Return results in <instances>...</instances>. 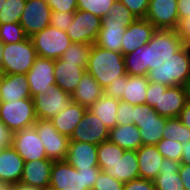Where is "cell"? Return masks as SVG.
Instances as JSON below:
<instances>
[{"label":"cell","mask_w":190,"mask_h":190,"mask_svg":"<svg viewBox=\"0 0 190 190\" xmlns=\"http://www.w3.org/2000/svg\"><path fill=\"white\" fill-rule=\"evenodd\" d=\"M184 46L178 30L157 29L144 45L145 66L149 70L159 67Z\"/></svg>","instance_id":"4"},{"label":"cell","mask_w":190,"mask_h":190,"mask_svg":"<svg viewBox=\"0 0 190 190\" xmlns=\"http://www.w3.org/2000/svg\"><path fill=\"white\" fill-rule=\"evenodd\" d=\"M178 31L184 45H190V17L180 23Z\"/></svg>","instance_id":"52"},{"label":"cell","mask_w":190,"mask_h":190,"mask_svg":"<svg viewBox=\"0 0 190 190\" xmlns=\"http://www.w3.org/2000/svg\"><path fill=\"white\" fill-rule=\"evenodd\" d=\"M33 126L44 145L48 159L64 161L67 156L70 138L60 134L51 120L37 119Z\"/></svg>","instance_id":"9"},{"label":"cell","mask_w":190,"mask_h":190,"mask_svg":"<svg viewBox=\"0 0 190 190\" xmlns=\"http://www.w3.org/2000/svg\"><path fill=\"white\" fill-rule=\"evenodd\" d=\"M140 178L154 180L164 159L155 145H141L137 150Z\"/></svg>","instance_id":"26"},{"label":"cell","mask_w":190,"mask_h":190,"mask_svg":"<svg viewBox=\"0 0 190 190\" xmlns=\"http://www.w3.org/2000/svg\"><path fill=\"white\" fill-rule=\"evenodd\" d=\"M123 190H156L154 181L138 178L124 183Z\"/></svg>","instance_id":"48"},{"label":"cell","mask_w":190,"mask_h":190,"mask_svg":"<svg viewBox=\"0 0 190 190\" xmlns=\"http://www.w3.org/2000/svg\"><path fill=\"white\" fill-rule=\"evenodd\" d=\"M114 1L115 0H77V10L89 11L102 19L110 12Z\"/></svg>","instance_id":"39"},{"label":"cell","mask_w":190,"mask_h":190,"mask_svg":"<svg viewBox=\"0 0 190 190\" xmlns=\"http://www.w3.org/2000/svg\"><path fill=\"white\" fill-rule=\"evenodd\" d=\"M13 135L14 132L0 120V147H12Z\"/></svg>","instance_id":"50"},{"label":"cell","mask_w":190,"mask_h":190,"mask_svg":"<svg viewBox=\"0 0 190 190\" xmlns=\"http://www.w3.org/2000/svg\"><path fill=\"white\" fill-rule=\"evenodd\" d=\"M158 97H159V83L149 82L146 91L145 104L154 107L158 103Z\"/></svg>","instance_id":"49"},{"label":"cell","mask_w":190,"mask_h":190,"mask_svg":"<svg viewBox=\"0 0 190 190\" xmlns=\"http://www.w3.org/2000/svg\"><path fill=\"white\" fill-rule=\"evenodd\" d=\"M12 190H45V189L22 184V183H16L12 185Z\"/></svg>","instance_id":"56"},{"label":"cell","mask_w":190,"mask_h":190,"mask_svg":"<svg viewBox=\"0 0 190 190\" xmlns=\"http://www.w3.org/2000/svg\"><path fill=\"white\" fill-rule=\"evenodd\" d=\"M92 45L72 42L60 59L67 63H77L80 67H87Z\"/></svg>","instance_id":"33"},{"label":"cell","mask_w":190,"mask_h":190,"mask_svg":"<svg viewBox=\"0 0 190 190\" xmlns=\"http://www.w3.org/2000/svg\"><path fill=\"white\" fill-rule=\"evenodd\" d=\"M51 8L45 0H26L20 24L28 37L50 25Z\"/></svg>","instance_id":"12"},{"label":"cell","mask_w":190,"mask_h":190,"mask_svg":"<svg viewBox=\"0 0 190 190\" xmlns=\"http://www.w3.org/2000/svg\"><path fill=\"white\" fill-rule=\"evenodd\" d=\"M186 93L184 86H167L159 83L158 103L153 109L166 118H177L185 107Z\"/></svg>","instance_id":"16"},{"label":"cell","mask_w":190,"mask_h":190,"mask_svg":"<svg viewBox=\"0 0 190 190\" xmlns=\"http://www.w3.org/2000/svg\"><path fill=\"white\" fill-rule=\"evenodd\" d=\"M124 183L116 180L104 171H101L97 176V181L92 190H123Z\"/></svg>","instance_id":"42"},{"label":"cell","mask_w":190,"mask_h":190,"mask_svg":"<svg viewBox=\"0 0 190 190\" xmlns=\"http://www.w3.org/2000/svg\"><path fill=\"white\" fill-rule=\"evenodd\" d=\"M88 108L71 102L68 107L54 116L51 121L60 134L71 136Z\"/></svg>","instance_id":"29"},{"label":"cell","mask_w":190,"mask_h":190,"mask_svg":"<svg viewBox=\"0 0 190 190\" xmlns=\"http://www.w3.org/2000/svg\"><path fill=\"white\" fill-rule=\"evenodd\" d=\"M179 26L180 23L190 17V0H177Z\"/></svg>","instance_id":"51"},{"label":"cell","mask_w":190,"mask_h":190,"mask_svg":"<svg viewBox=\"0 0 190 190\" xmlns=\"http://www.w3.org/2000/svg\"><path fill=\"white\" fill-rule=\"evenodd\" d=\"M147 77L149 82L167 86H184L190 77V50L188 46L184 45L162 65L149 70Z\"/></svg>","instance_id":"3"},{"label":"cell","mask_w":190,"mask_h":190,"mask_svg":"<svg viewBox=\"0 0 190 190\" xmlns=\"http://www.w3.org/2000/svg\"><path fill=\"white\" fill-rule=\"evenodd\" d=\"M145 19L156 29L178 30L177 0H150Z\"/></svg>","instance_id":"14"},{"label":"cell","mask_w":190,"mask_h":190,"mask_svg":"<svg viewBox=\"0 0 190 190\" xmlns=\"http://www.w3.org/2000/svg\"><path fill=\"white\" fill-rule=\"evenodd\" d=\"M179 175L182 179L184 189L190 190V165L180 164Z\"/></svg>","instance_id":"53"},{"label":"cell","mask_w":190,"mask_h":190,"mask_svg":"<svg viewBox=\"0 0 190 190\" xmlns=\"http://www.w3.org/2000/svg\"><path fill=\"white\" fill-rule=\"evenodd\" d=\"M0 120L12 131L31 127L37 121L32 98L0 102Z\"/></svg>","instance_id":"6"},{"label":"cell","mask_w":190,"mask_h":190,"mask_svg":"<svg viewBox=\"0 0 190 190\" xmlns=\"http://www.w3.org/2000/svg\"><path fill=\"white\" fill-rule=\"evenodd\" d=\"M157 150L165 158L180 162L182 158V143L169 139H161L156 145Z\"/></svg>","instance_id":"41"},{"label":"cell","mask_w":190,"mask_h":190,"mask_svg":"<svg viewBox=\"0 0 190 190\" xmlns=\"http://www.w3.org/2000/svg\"><path fill=\"white\" fill-rule=\"evenodd\" d=\"M0 190H12V184L0 181Z\"/></svg>","instance_id":"58"},{"label":"cell","mask_w":190,"mask_h":190,"mask_svg":"<svg viewBox=\"0 0 190 190\" xmlns=\"http://www.w3.org/2000/svg\"><path fill=\"white\" fill-rule=\"evenodd\" d=\"M125 149L110 142L109 140L102 142L97 147V159L99 168L104 171L108 166L115 163L120 155H123Z\"/></svg>","instance_id":"34"},{"label":"cell","mask_w":190,"mask_h":190,"mask_svg":"<svg viewBox=\"0 0 190 190\" xmlns=\"http://www.w3.org/2000/svg\"><path fill=\"white\" fill-rule=\"evenodd\" d=\"M127 26L124 22L101 20V29L95 45L110 51L121 53V40Z\"/></svg>","instance_id":"25"},{"label":"cell","mask_w":190,"mask_h":190,"mask_svg":"<svg viewBox=\"0 0 190 190\" xmlns=\"http://www.w3.org/2000/svg\"><path fill=\"white\" fill-rule=\"evenodd\" d=\"M86 71L104 89L115 78L127 74L124 55L92 44Z\"/></svg>","instance_id":"1"},{"label":"cell","mask_w":190,"mask_h":190,"mask_svg":"<svg viewBox=\"0 0 190 190\" xmlns=\"http://www.w3.org/2000/svg\"><path fill=\"white\" fill-rule=\"evenodd\" d=\"M180 164L190 165V141L182 143V158Z\"/></svg>","instance_id":"55"},{"label":"cell","mask_w":190,"mask_h":190,"mask_svg":"<svg viewBox=\"0 0 190 190\" xmlns=\"http://www.w3.org/2000/svg\"><path fill=\"white\" fill-rule=\"evenodd\" d=\"M185 93H186V101L190 103V77L186 80L184 85Z\"/></svg>","instance_id":"57"},{"label":"cell","mask_w":190,"mask_h":190,"mask_svg":"<svg viewBox=\"0 0 190 190\" xmlns=\"http://www.w3.org/2000/svg\"><path fill=\"white\" fill-rule=\"evenodd\" d=\"M31 40L36 49L37 56L48 59H59L72 41L65 31L51 25L32 35Z\"/></svg>","instance_id":"8"},{"label":"cell","mask_w":190,"mask_h":190,"mask_svg":"<svg viewBox=\"0 0 190 190\" xmlns=\"http://www.w3.org/2000/svg\"><path fill=\"white\" fill-rule=\"evenodd\" d=\"M162 132L163 139L176 140L180 143L190 141V129L182 124L178 117L167 118Z\"/></svg>","instance_id":"35"},{"label":"cell","mask_w":190,"mask_h":190,"mask_svg":"<svg viewBox=\"0 0 190 190\" xmlns=\"http://www.w3.org/2000/svg\"><path fill=\"white\" fill-rule=\"evenodd\" d=\"M32 98L26 74H0V102Z\"/></svg>","instance_id":"19"},{"label":"cell","mask_w":190,"mask_h":190,"mask_svg":"<svg viewBox=\"0 0 190 190\" xmlns=\"http://www.w3.org/2000/svg\"><path fill=\"white\" fill-rule=\"evenodd\" d=\"M117 125L133 124L134 121V105L120 100L117 115Z\"/></svg>","instance_id":"44"},{"label":"cell","mask_w":190,"mask_h":190,"mask_svg":"<svg viewBox=\"0 0 190 190\" xmlns=\"http://www.w3.org/2000/svg\"><path fill=\"white\" fill-rule=\"evenodd\" d=\"M104 172L122 183L140 178L136 150H125L120 158Z\"/></svg>","instance_id":"23"},{"label":"cell","mask_w":190,"mask_h":190,"mask_svg":"<svg viewBox=\"0 0 190 190\" xmlns=\"http://www.w3.org/2000/svg\"><path fill=\"white\" fill-rule=\"evenodd\" d=\"M180 162L164 158L158 176L153 180L156 190H185L179 175Z\"/></svg>","instance_id":"27"},{"label":"cell","mask_w":190,"mask_h":190,"mask_svg":"<svg viewBox=\"0 0 190 190\" xmlns=\"http://www.w3.org/2000/svg\"><path fill=\"white\" fill-rule=\"evenodd\" d=\"M103 94V88L91 74L86 71L77 85V88L71 94V100L88 108Z\"/></svg>","instance_id":"28"},{"label":"cell","mask_w":190,"mask_h":190,"mask_svg":"<svg viewBox=\"0 0 190 190\" xmlns=\"http://www.w3.org/2000/svg\"><path fill=\"white\" fill-rule=\"evenodd\" d=\"M52 11L75 12L77 0H45Z\"/></svg>","instance_id":"47"},{"label":"cell","mask_w":190,"mask_h":190,"mask_svg":"<svg viewBox=\"0 0 190 190\" xmlns=\"http://www.w3.org/2000/svg\"><path fill=\"white\" fill-rule=\"evenodd\" d=\"M166 120L147 104L134 105L133 124L139 129L142 145H156L162 139Z\"/></svg>","instance_id":"7"},{"label":"cell","mask_w":190,"mask_h":190,"mask_svg":"<svg viewBox=\"0 0 190 190\" xmlns=\"http://www.w3.org/2000/svg\"><path fill=\"white\" fill-rule=\"evenodd\" d=\"M120 100L107 97L104 94L88 109L94 113L110 130L117 125V110Z\"/></svg>","instance_id":"32"},{"label":"cell","mask_w":190,"mask_h":190,"mask_svg":"<svg viewBox=\"0 0 190 190\" xmlns=\"http://www.w3.org/2000/svg\"><path fill=\"white\" fill-rule=\"evenodd\" d=\"M26 0H6L0 10V24L20 22Z\"/></svg>","instance_id":"37"},{"label":"cell","mask_w":190,"mask_h":190,"mask_svg":"<svg viewBox=\"0 0 190 190\" xmlns=\"http://www.w3.org/2000/svg\"><path fill=\"white\" fill-rule=\"evenodd\" d=\"M97 147L93 143L70 141L65 161L76 170L99 167Z\"/></svg>","instance_id":"20"},{"label":"cell","mask_w":190,"mask_h":190,"mask_svg":"<svg viewBox=\"0 0 190 190\" xmlns=\"http://www.w3.org/2000/svg\"><path fill=\"white\" fill-rule=\"evenodd\" d=\"M86 68L78 66L77 63L63 62L60 58L54 60L56 86L71 95L86 72Z\"/></svg>","instance_id":"22"},{"label":"cell","mask_w":190,"mask_h":190,"mask_svg":"<svg viewBox=\"0 0 190 190\" xmlns=\"http://www.w3.org/2000/svg\"><path fill=\"white\" fill-rule=\"evenodd\" d=\"M70 141L93 143L96 145L105 142L109 138V129L105 124L92 113L89 109L86 110L83 118L74 129L69 137Z\"/></svg>","instance_id":"13"},{"label":"cell","mask_w":190,"mask_h":190,"mask_svg":"<svg viewBox=\"0 0 190 190\" xmlns=\"http://www.w3.org/2000/svg\"><path fill=\"white\" fill-rule=\"evenodd\" d=\"M36 58L30 37L18 43L3 44L1 74H27Z\"/></svg>","instance_id":"5"},{"label":"cell","mask_w":190,"mask_h":190,"mask_svg":"<svg viewBox=\"0 0 190 190\" xmlns=\"http://www.w3.org/2000/svg\"><path fill=\"white\" fill-rule=\"evenodd\" d=\"M128 75L147 76L148 66H145L144 46L124 55Z\"/></svg>","instance_id":"36"},{"label":"cell","mask_w":190,"mask_h":190,"mask_svg":"<svg viewBox=\"0 0 190 190\" xmlns=\"http://www.w3.org/2000/svg\"><path fill=\"white\" fill-rule=\"evenodd\" d=\"M24 167L23 158L13 147L0 151V181L9 184L20 183Z\"/></svg>","instance_id":"24"},{"label":"cell","mask_w":190,"mask_h":190,"mask_svg":"<svg viewBox=\"0 0 190 190\" xmlns=\"http://www.w3.org/2000/svg\"><path fill=\"white\" fill-rule=\"evenodd\" d=\"M178 118L180 119L182 124L190 129V103H186Z\"/></svg>","instance_id":"54"},{"label":"cell","mask_w":190,"mask_h":190,"mask_svg":"<svg viewBox=\"0 0 190 190\" xmlns=\"http://www.w3.org/2000/svg\"><path fill=\"white\" fill-rule=\"evenodd\" d=\"M137 17L119 0H115L110 12L101 20L124 22L129 26Z\"/></svg>","instance_id":"40"},{"label":"cell","mask_w":190,"mask_h":190,"mask_svg":"<svg viewBox=\"0 0 190 190\" xmlns=\"http://www.w3.org/2000/svg\"><path fill=\"white\" fill-rule=\"evenodd\" d=\"M74 16L75 12L52 11L50 25L66 32Z\"/></svg>","instance_id":"43"},{"label":"cell","mask_w":190,"mask_h":190,"mask_svg":"<svg viewBox=\"0 0 190 190\" xmlns=\"http://www.w3.org/2000/svg\"><path fill=\"white\" fill-rule=\"evenodd\" d=\"M2 50H3V43L0 41V74H1V65H2Z\"/></svg>","instance_id":"59"},{"label":"cell","mask_w":190,"mask_h":190,"mask_svg":"<svg viewBox=\"0 0 190 190\" xmlns=\"http://www.w3.org/2000/svg\"><path fill=\"white\" fill-rule=\"evenodd\" d=\"M128 76L125 74L119 78H115L111 84L103 89L104 95L107 97H112L114 99L121 100L124 88V79Z\"/></svg>","instance_id":"46"},{"label":"cell","mask_w":190,"mask_h":190,"mask_svg":"<svg viewBox=\"0 0 190 190\" xmlns=\"http://www.w3.org/2000/svg\"><path fill=\"white\" fill-rule=\"evenodd\" d=\"M101 171L99 167L76 170L65 160L54 161L48 190H92Z\"/></svg>","instance_id":"2"},{"label":"cell","mask_w":190,"mask_h":190,"mask_svg":"<svg viewBox=\"0 0 190 190\" xmlns=\"http://www.w3.org/2000/svg\"><path fill=\"white\" fill-rule=\"evenodd\" d=\"M53 162L50 159L24 162L20 183L48 190Z\"/></svg>","instance_id":"21"},{"label":"cell","mask_w":190,"mask_h":190,"mask_svg":"<svg viewBox=\"0 0 190 190\" xmlns=\"http://www.w3.org/2000/svg\"><path fill=\"white\" fill-rule=\"evenodd\" d=\"M148 85L147 76L128 75L124 79V92L121 100L132 105L145 104Z\"/></svg>","instance_id":"31"},{"label":"cell","mask_w":190,"mask_h":190,"mask_svg":"<svg viewBox=\"0 0 190 190\" xmlns=\"http://www.w3.org/2000/svg\"><path fill=\"white\" fill-rule=\"evenodd\" d=\"M123 3L137 18H145L150 0H119Z\"/></svg>","instance_id":"45"},{"label":"cell","mask_w":190,"mask_h":190,"mask_svg":"<svg viewBox=\"0 0 190 190\" xmlns=\"http://www.w3.org/2000/svg\"><path fill=\"white\" fill-rule=\"evenodd\" d=\"M27 37L19 22L0 24V41L3 44L18 43Z\"/></svg>","instance_id":"38"},{"label":"cell","mask_w":190,"mask_h":190,"mask_svg":"<svg viewBox=\"0 0 190 190\" xmlns=\"http://www.w3.org/2000/svg\"><path fill=\"white\" fill-rule=\"evenodd\" d=\"M32 99L37 119L46 120H51L72 102L71 95L56 84L51 85L45 94L38 93Z\"/></svg>","instance_id":"10"},{"label":"cell","mask_w":190,"mask_h":190,"mask_svg":"<svg viewBox=\"0 0 190 190\" xmlns=\"http://www.w3.org/2000/svg\"><path fill=\"white\" fill-rule=\"evenodd\" d=\"M6 0H0V10L2 9L3 5L5 4Z\"/></svg>","instance_id":"60"},{"label":"cell","mask_w":190,"mask_h":190,"mask_svg":"<svg viewBox=\"0 0 190 190\" xmlns=\"http://www.w3.org/2000/svg\"><path fill=\"white\" fill-rule=\"evenodd\" d=\"M108 140L125 150H137L142 145L139 129L131 123L110 129Z\"/></svg>","instance_id":"30"},{"label":"cell","mask_w":190,"mask_h":190,"mask_svg":"<svg viewBox=\"0 0 190 190\" xmlns=\"http://www.w3.org/2000/svg\"><path fill=\"white\" fill-rule=\"evenodd\" d=\"M157 29L145 18H136L127 26L121 40V53L127 55L140 46L147 44Z\"/></svg>","instance_id":"18"},{"label":"cell","mask_w":190,"mask_h":190,"mask_svg":"<svg viewBox=\"0 0 190 190\" xmlns=\"http://www.w3.org/2000/svg\"><path fill=\"white\" fill-rule=\"evenodd\" d=\"M101 29V18L89 11L76 10L66 33L71 41L94 44Z\"/></svg>","instance_id":"11"},{"label":"cell","mask_w":190,"mask_h":190,"mask_svg":"<svg viewBox=\"0 0 190 190\" xmlns=\"http://www.w3.org/2000/svg\"><path fill=\"white\" fill-rule=\"evenodd\" d=\"M12 147L24 162L48 159L44 145L34 126L14 132Z\"/></svg>","instance_id":"15"},{"label":"cell","mask_w":190,"mask_h":190,"mask_svg":"<svg viewBox=\"0 0 190 190\" xmlns=\"http://www.w3.org/2000/svg\"><path fill=\"white\" fill-rule=\"evenodd\" d=\"M26 76L31 97L38 93L45 94L51 85L56 84L54 60L37 56Z\"/></svg>","instance_id":"17"}]
</instances>
